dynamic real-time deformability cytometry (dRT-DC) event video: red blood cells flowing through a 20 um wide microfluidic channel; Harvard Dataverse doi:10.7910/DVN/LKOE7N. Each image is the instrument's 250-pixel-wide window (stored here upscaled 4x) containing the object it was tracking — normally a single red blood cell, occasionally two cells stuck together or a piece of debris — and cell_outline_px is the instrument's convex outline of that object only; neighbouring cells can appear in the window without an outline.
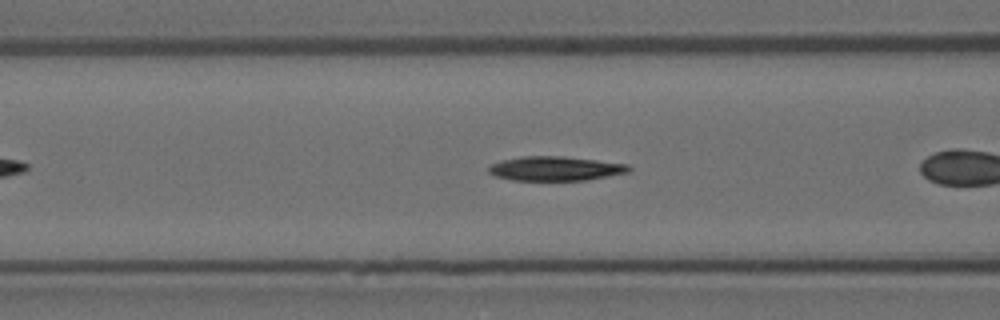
{"species": "Egyptian fruit bat (a non-hibernating species)", "species_latin": "Rousettus aegyptiacus", "temperature_condition": "room temperature", "stored_images_in_passage": 43, "camera_frame_rate_fps": 3000, "um_per_image_px": 0.085, "animal": {"sex": "female"}, "frame": {"image": 1, "passage_image": 7, "time_ms": 2.0, "image_size_px": [1000, 320], "cell_outline_px": [[632, 168], [628, 172], [588, 180], [512, 180], [496, 176], [488, 172], [488, 168], [492, 164], [504, 160], [520, 156], [564, 156], [628, 164]], "centroid_in_image_um": [47.22, 14.32], "position_along_channel_um": 119.4, "area_um2": 19.77}}